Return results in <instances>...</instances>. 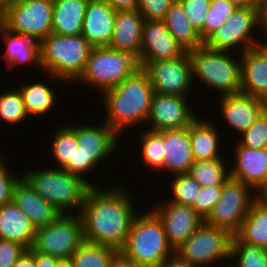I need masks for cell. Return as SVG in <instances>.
Returning <instances> with one entry per match:
<instances>
[{"label":"cell","instance_id":"1","mask_svg":"<svg viewBox=\"0 0 267 267\" xmlns=\"http://www.w3.org/2000/svg\"><path fill=\"white\" fill-rule=\"evenodd\" d=\"M132 204L126 189L92 186L79 213L85 241L120 250L137 215Z\"/></svg>","mask_w":267,"mask_h":267},{"label":"cell","instance_id":"2","mask_svg":"<svg viewBox=\"0 0 267 267\" xmlns=\"http://www.w3.org/2000/svg\"><path fill=\"white\" fill-rule=\"evenodd\" d=\"M154 93L149 75L140 67L119 85L101 94L107 115L104 122L119 135L126 128L145 123Z\"/></svg>","mask_w":267,"mask_h":267},{"label":"cell","instance_id":"3","mask_svg":"<svg viewBox=\"0 0 267 267\" xmlns=\"http://www.w3.org/2000/svg\"><path fill=\"white\" fill-rule=\"evenodd\" d=\"M92 48L82 34L63 36L51 33L40 42L41 69L60 83L76 82L86 68Z\"/></svg>","mask_w":267,"mask_h":267},{"label":"cell","instance_id":"4","mask_svg":"<svg viewBox=\"0 0 267 267\" xmlns=\"http://www.w3.org/2000/svg\"><path fill=\"white\" fill-rule=\"evenodd\" d=\"M146 212L137 213L119 252L141 267H160L175 251L158 216L152 210Z\"/></svg>","mask_w":267,"mask_h":267},{"label":"cell","instance_id":"5","mask_svg":"<svg viewBox=\"0 0 267 267\" xmlns=\"http://www.w3.org/2000/svg\"><path fill=\"white\" fill-rule=\"evenodd\" d=\"M51 168L27 170L22 177L60 213L69 214L71 209L80 213L92 186L85 179L61 168Z\"/></svg>","mask_w":267,"mask_h":267},{"label":"cell","instance_id":"6","mask_svg":"<svg viewBox=\"0 0 267 267\" xmlns=\"http://www.w3.org/2000/svg\"><path fill=\"white\" fill-rule=\"evenodd\" d=\"M195 78L220 92V96L241 92L240 59L230 51L213 50L205 45L188 50ZM230 55V56H229Z\"/></svg>","mask_w":267,"mask_h":267},{"label":"cell","instance_id":"7","mask_svg":"<svg viewBox=\"0 0 267 267\" xmlns=\"http://www.w3.org/2000/svg\"><path fill=\"white\" fill-rule=\"evenodd\" d=\"M139 68L138 59L128 52L108 46L93 47L86 68L77 81L103 93L119 85Z\"/></svg>","mask_w":267,"mask_h":267},{"label":"cell","instance_id":"8","mask_svg":"<svg viewBox=\"0 0 267 267\" xmlns=\"http://www.w3.org/2000/svg\"><path fill=\"white\" fill-rule=\"evenodd\" d=\"M251 190L243 182L229 177L222 186L220 199L204 222L236 236L257 199V194L252 195Z\"/></svg>","mask_w":267,"mask_h":267},{"label":"cell","instance_id":"9","mask_svg":"<svg viewBox=\"0 0 267 267\" xmlns=\"http://www.w3.org/2000/svg\"><path fill=\"white\" fill-rule=\"evenodd\" d=\"M232 239L228 231L203 222L175 252L195 267H208L230 259Z\"/></svg>","mask_w":267,"mask_h":267},{"label":"cell","instance_id":"10","mask_svg":"<svg viewBox=\"0 0 267 267\" xmlns=\"http://www.w3.org/2000/svg\"><path fill=\"white\" fill-rule=\"evenodd\" d=\"M84 241L80 214H61L55 221L36 229L33 248L59 259L71 258Z\"/></svg>","mask_w":267,"mask_h":267},{"label":"cell","instance_id":"11","mask_svg":"<svg viewBox=\"0 0 267 267\" xmlns=\"http://www.w3.org/2000/svg\"><path fill=\"white\" fill-rule=\"evenodd\" d=\"M255 28L260 29L258 7L236 8L227 21L204 42V45L221 51H230L239 45L243 53L260 43V40L257 38L254 40L252 37Z\"/></svg>","mask_w":267,"mask_h":267},{"label":"cell","instance_id":"12","mask_svg":"<svg viewBox=\"0 0 267 267\" xmlns=\"http://www.w3.org/2000/svg\"><path fill=\"white\" fill-rule=\"evenodd\" d=\"M52 25L53 0H32L5 11V28L39 42L52 33Z\"/></svg>","mask_w":267,"mask_h":267},{"label":"cell","instance_id":"13","mask_svg":"<svg viewBox=\"0 0 267 267\" xmlns=\"http://www.w3.org/2000/svg\"><path fill=\"white\" fill-rule=\"evenodd\" d=\"M155 93L187 96L192 82V64L188 53L180 58L149 62L143 68Z\"/></svg>","mask_w":267,"mask_h":267},{"label":"cell","instance_id":"14","mask_svg":"<svg viewBox=\"0 0 267 267\" xmlns=\"http://www.w3.org/2000/svg\"><path fill=\"white\" fill-rule=\"evenodd\" d=\"M197 118L188 103V96L163 95L154 93L150 112L146 122L147 128L162 132L187 128Z\"/></svg>","mask_w":267,"mask_h":267},{"label":"cell","instance_id":"15","mask_svg":"<svg viewBox=\"0 0 267 267\" xmlns=\"http://www.w3.org/2000/svg\"><path fill=\"white\" fill-rule=\"evenodd\" d=\"M188 50L168 31L163 20H144L139 66L185 56Z\"/></svg>","mask_w":267,"mask_h":267},{"label":"cell","instance_id":"16","mask_svg":"<svg viewBox=\"0 0 267 267\" xmlns=\"http://www.w3.org/2000/svg\"><path fill=\"white\" fill-rule=\"evenodd\" d=\"M154 206L151 210L162 222L168 243L174 251L204 222V219L191 206L180 205L169 200L163 205L158 203Z\"/></svg>","mask_w":267,"mask_h":267},{"label":"cell","instance_id":"17","mask_svg":"<svg viewBox=\"0 0 267 267\" xmlns=\"http://www.w3.org/2000/svg\"><path fill=\"white\" fill-rule=\"evenodd\" d=\"M219 104L222 118L239 134L267 109V101L243 92L220 96Z\"/></svg>","mask_w":267,"mask_h":267},{"label":"cell","instance_id":"18","mask_svg":"<svg viewBox=\"0 0 267 267\" xmlns=\"http://www.w3.org/2000/svg\"><path fill=\"white\" fill-rule=\"evenodd\" d=\"M235 146L236 163L230 170V177L254 188L257 194L267 181V147L252 149L238 142Z\"/></svg>","mask_w":267,"mask_h":267},{"label":"cell","instance_id":"19","mask_svg":"<svg viewBox=\"0 0 267 267\" xmlns=\"http://www.w3.org/2000/svg\"><path fill=\"white\" fill-rule=\"evenodd\" d=\"M117 11L105 0H89L82 25V36L93 47L108 46Z\"/></svg>","mask_w":267,"mask_h":267},{"label":"cell","instance_id":"20","mask_svg":"<svg viewBox=\"0 0 267 267\" xmlns=\"http://www.w3.org/2000/svg\"><path fill=\"white\" fill-rule=\"evenodd\" d=\"M144 18L138 10L117 11L108 47L140 59Z\"/></svg>","mask_w":267,"mask_h":267},{"label":"cell","instance_id":"21","mask_svg":"<svg viewBox=\"0 0 267 267\" xmlns=\"http://www.w3.org/2000/svg\"><path fill=\"white\" fill-rule=\"evenodd\" d=\"M78 145L84 153L97 165L107 159L118 148L120 136L105 122L103 126L77 125L75 126Z\"/></svg>","mask_w":267,"mask_h":267},{"label":"cell","instance_id":"22","mask_svg":"<svg viewBox=\"0 0 267 267\" xmlns=\"http://www.w3.org/2000/svg\"><path fill=\"white\" fill-rule=\"evenodd\" d=\"M13 202L36 229L50 224L62 214L41 197L23 177L14 188Z\"/></svg>","mask_w":267,"mask_h":267},{"label":"cell","instance_id":"23","mask_svg":"<svg viewBox=\"0 0 267 267\" xmlns=\"http://www.w3.org/2000/svg\"><path fill=\"white\" fill-rule=\"evenodd\" d=\"M163 171L173 175L188 173L194 160L189 127L164 131Z\"/></svg>","mask_w":267,"mask_h":267},{"label":"cell","instance_id":"24","mask_svg":"<svg viewBox=\"0 0 267 267\" xmlns=\"http://www.w3.org/2000/svg\"><path fill=\"white\" fill-rule=\"evenodd\" d=\"M240 60L241 92L267 101V57L258 48L242 53Z\"/></svg>","mask_w":267,"mask_h":267},{"label":"cell","instance_id":"25","mask_svg":"<svg viewBox=\"0 0 267 267\" xmlns=\"http://www.w3.org/2000/svg\"><path fill=\"white\" fill-rule=\"evenodd\" d=\"M36 228L13 202L0 206V239H6L30 249L34 245Z\"/></svg>","mask_w":267,"mask_h":267},{"label":"cell","instance_id":"26","mask_svg":"<svg viewBox=\"0 0 267 267\" xmlns=\"http://www.w3.org/2000/svg\"><path fill=\"white\" fill-rule=\"evenodd\" d=\"M1 39L6 44V51L3 58L6 61V67L13 69L15 66L33 63L39 68L40 63V42L25 35H20L4 28L1 32Z\"/></svg>","mask_w":267,"mask_h":267},{"label":"cell","instance_id":"27","mask_svg":"<svg viewBox=\"0 0 267 267\" xmlns=\"http://www.w3.org/2000/svg\"><path fill=\"white\" fill-rule=\"evenodd\" d=\"M89 0H53L52 33L63 36L82 34Z\"/></svg>","mask_w":267,"mask_h":267},{"label":"cell","instance_id":"28","mask_svg":"<svg viewBox=\"0 0 267 267\" xmlns=\"http://www.w3.org/2000/svg\"><path fill=\"white\" fill-rule=\"evenodd\" d=\"M212 122L198 116L189 126L191 148L194 160H215L221 158L219 131Z\"/></svg>","mask_w":267,"mask_h":267},{"label":"cell","instance_id":"29","mask_svg":"<svg viewBox=\"0 0 267 267\" xmlns=\"http://www.w3.org/2000/svg\"><path fill=\"white\" fill-rule=\"evenodd\" d=\"M163 22L169 33L187 50L204 45L200 34L188 21L184 8L178 0L170 6Z\"/></svg>","mask_w":267,"mask_h":267},{"label":"cell","instance_id":"30","mask_svg":"<svg viewBox=\"0 0 267 267\" xmlns=\"http://www.w3.org/2000/svg\"><path fill=\"white\" fill-rule=\"evenodd\" d=\"M242 242L267 250V205L258 198L236 235Z\"/></svg>","mask_w":267,"mask_h":267},{"label":"cell","instance_id":"31","mask_svg":"<svg viewBox=\"0 0 267 267\" xmlns=\"http://www.w3.org/2000/svg\"><path fill=\"white\" fill-rule=\"evenodd\" d=\"M52 150L57 168H61L66 172L74 175V154L75 146H78L77 136L74 126L59 127L53 134Z\"/></svg>","mask_w":267,"mask_h":267},{"label":"cell","instance_id":"32","mask_svg":"<svg viewBox=\"0 0 267 267\" xmlns=\"http://www.w3.org/2000/svg\"><path fill=\"white\" fill-rule=\"evenodd\" d=\"M31 83L23 85L19 89L28 114L40 116L48 113L56 104L57 96H55L54 90L42 82Z\"/></svg>","mask_w":267,"mask_h":267},{"label":"cell","instance_id":"33","mask_svg":"<svg viewBox=\"0 0 267 267\" xmlns=\"http://www.w3.org/2000/svg\"><path fill=\"white\" fill-rule=\"evenodd\" d=\"M118 253L116 248L84 241L71 259L74 267H110Z\"/></svg>","mask_w":267,"mask_h":267},{"label":"cell","instance_id":"34","mask_svg":"<svg viewBox=\"0 0 267 267\" xmlns=\"http://www.w3.org/2000/svg\"><path fill=\"white\" fill-rule=\"evenodd\" d=\"M188 173L201 187L223 185L230 177L223 158L194 161Z\"/></svg>","mask_w":267,"mask_h":267},{"label":"cell","instance_id":"35","mask_svg":"<svg viewBox=\"0 0 267 267\" xmlns=\"http://www.w3.org/2000/svg\"><path fill=\"white\" fill-rule=\"evenodd\" d=\"M230 260L236 267H267V250L246 244L237 236H233Z\"/></svg>","mask_w":267,"mask_h":267},{"label":"cell","instance_id":"36","mask_svg":"<svg viewBox=\"0 0 267 267\" xmlns=\"http://www.w3.org/2000/svg\"><path fill=\"white\" fill-rule=\"evenodd\" d=\"M142 143V159L144 164L156 170L163 169L164 162V131L145 130L140 134Z\"/></svg>","mask_w":267,"mask_h":267},{"label":"cell","instance_id":"37","mask_svg":"<svg viewBox=\"0 0 267 267\" xmlns=\"http://www.w3.org/2000/svg\"><path fill=\"white\" fill-rule=\"evenodd\" d=\"M171 185L169 187L172 190V197L169 201L180 205L191 206L194 204L196 197L199 195L201 185L189 174H177L173 175Z\"/></svg>","mask_w":267,"mask_h":267},{"label":"cell","instance_id":"38","mask_svg":"<svg viewBox=\"0 0 267 267\" xmlns=\"http://www.w3.org/2000/svg\"><path fill=\"white\" fill-rule=\"evenodd\" d=\"M28 114L19 90L5 91L0 94V119L8 124L26 121Z\"/></svg>","mask_w":267,"mask_h":267},{"label":"cell","instance_id":"39","mask_svg":"<svg viewBox=\"0 0 267 267\" xmlns=\"http://www.w3.org/2000/svg\"><path fill=\"white\" fill-rule=\"evenodd\" d=\"M236 7L228 0H211L204 21V42L233 14Z\"/></svg>","mask_w":267,"mask_h":267},{"label":"cell","instance_id":"40","mask_svg":"<svg viewBox=\"0 0 267 267\" xmlns=\"http://www.w3.org/2000/svg\"><path fill=\"white\" fill-rule=\"evenodd\" d=\"M238 139L240 145L252 149L267 147V110Z\"/></svg>","mask_w":267,"mask_h":267},{"label":"cell","instance_id":"41","mask_svg":"<svg viewBox=\"0 0 267 267\" xmlns=\"http://www.w3.org/2000/svg\"><path fill=\"white\" fill-rule=\"evenodd\" d=\"M187 15L188 21L200 34L204 42V21L206 19L207 11L210 7L211 0H178Z\"/></svg>","mask_w":267,"mask_h":267},{"label":"cell","instance_id":"42","mask_svg":"<svg viewBox=\"0 0 267 267\" xmlns=\"http://www.w3.org/2000/svg\"><path fill=\"white\" fill-rule=\"evenodd\" d=\"M223 185L202 187L192 208L205 220L221 196Z\"/></svg>","mask_w":267,"mask_h":267},{"label":"cell","instance_id":"43","mask_svg":"<svg viewBox=\"0 0 267 267\" xmlns=\"http://www.w3.org/2000/svg\"><path fill=\"white\" fill-rule=\"evenodd\" d=\"M176 0H139L138 11L144 20H163Z\"/></svg>","mask_w":267,"mask_h":267},{"label":"cell","instance_id":"44","mask_svg":"<svg viewBox=\"0 0 267 267\" xmlns=\"http://www.w3.org/2000/svg\"><path fill=\"white\" fill-rule=\"evenodd\" d=\"M4 162L0 164V206L13 201L14 188L22 178V175H12Z\"/></svg>","mask_w":267,"mask_h":267},{"label":"cell","instance_id":"45","mask_svg":"<svg viewBox=\"0 0 267 267\" xmlns=\"http://www.w3.org/2000/svg\"><path fill=\"white\" fill-rule=\"evenodd\" d=\"M25 250L19 243L0 239V267H14Z\"/></svg>","mask_w":267,"mask_h":267},{"label":"cell","instance_id":"46","mask_svg":"<svg viewBox=\"0 0 267 267\" xmlns=\"http://www.w3.org/2000/svg\"><path fill=\"white\" fill-rule=\"evenodd\" d=\"M97 167V165L88 157L84 151L81 149V146H75V154H74V175L79 176L85 179L91 186L92 182H89L86 177H84L85 173L87 174L90 170ZM82 174V175H81Z\"/></svg>","mask_w":267,"mask_h":267},{"label":"cell","instance_id":"47","mask_svg":"<svg viewBox=\"0 0 267 267\" xmlns=\"http://www.w3.org/2000/svg\"><path fill=\"white\" fill-rule=\"evenodd\" d=\"M35 259V267H56L58 257L47 255L36 251L33 247L29 249Z\"/></svg>","mask_w":267,"mask_h":267},{"label":"cell","instance_id":"48","mask_svg":"<svg viewBox=\"0 0 267 267\" xmlns=\"http://www.w3.org/2000/svg\"><path fill=\"white\" fill-rule=\"evenodd\" d=\"M116 11L138 10L139 0H105Z\"/></svg>","mask_w":267,"mask_h":267},{"label":"cell","instance_id":"49","mask_svg":"<svg viewBox=\"0 0 267 267\" xmlns=\"http://www.w3.org/2000/svg\"><path fill=\"white\" fill-rule=\"evenodd\" d=\"M160 267H195L185 259L181 258L176 252L169 256Z\"/></svg>","mask_w":267,"mask_h":267},{"label":"cell","instance_id":"50","mask_svg":"<svg viewBox=\"0 0 267 267\" xmlns=\"http://www.w3.org/2000/svg\"><path fill=\"white\" fill-rule=\"evenodd\" d=\"M14 267H35V259L33 253L26 249L19 257Z\"/></svg>","mask_w":267,"mask_h":267},{"label":"cell","instance_id":"51","mask_svg":"<svg viewBox=\"0 0 267 267\" xmlns=\"http://www.w3.org/2000/svg\"><path fill=\"white\" fill-rule=\"evenodd\" d=\"M110 267H141L132 260L125 258L120 252L112 260Z\"/></svg>","mask_w":267,"mask_h":267},{"label":"cell","instance_id":"52","mask_svg":"<svg viewBox=\"0 0 267 267\" xmlns=\"http://www.w3.org/2000/svg\"><path fill=\"white\" fill-rule=\"evenodd\" d=\"M261 32L267 38V0L258 8Z\"/></svg>","mask_w":267,"mask_h":267},{"label":"cell","instance_id":"53","mask_svg":"<svg viewBox=\"0 0 267 267\" xmlns=\"http://www.w3.org/2000/svg\"><path fill=\"white\" fill-rule=\"evenodd\" d=\"M231 4H233L236 8H247V7H255L252 4V0H228Z\"/></svg>","mask_w":267,"mask_h":267},{"label":"cell","instance_id":"54","mask_svg":"<svg viewBox=\"0 0 267 267\" xmlns=\"http://www.w3.org/2000/svg\"><path fill=\"white\" fill-rule=\"evenodd\" d=\"M257 198L267 205V181L265 185L258 191Z\"/></svg>","mask_w":267,"mask_h":267},{"label":"cell","instance_id":"55","mask_svg":"<svg viewBox=\"0 0 267 267\" xmlns=\"http://www.w3.org/2000/svg\"><path fill=\"white\" fill-rule=\"evenodd\" d=\"M56 267H74L71 258H60L57 260Z\"/></svg>","mask_w":267,"mask_h":267},{"label":"cell","instance_id":"56","mask_svg":"<svg viewBox=\"0 0 267 267\" xmlns=\"http://www.w3.org/2000/svg\"><path fill=\"white\" fill-rule=\"evenodd\" d=\"M5 28V11L0 8V32Z\"/></svg>","mask_w":267,"mask_h":267},{"label":"cell","instance_id":"57","mask_svg":"<svg viewBox=\"0 0 267 267\" xmlns=\"http://www.w3.org/2000/svg\"><path fill=\"white\" fill-rule=\"evenodd\" d=\"M10 6V0H0V8L6 11Z\"/></svg>","mask_w":267,"mask_h":267},{"label":"cell","instance_id":"58","mask_svg":"<svg viewBox=\"0 0 267 267\" xmlns=\"http://www.w3.org/2000/svg\"><path fill=\"white\" fill-rule=\"evenodd\" d=\"M261 41L257 47L265 54V56L267 57V43ZM265 43V44H264Z\"/></svg>","mask_w":267,"mask_h":267},{"label":"cell","instance_id":"59","mask_svg":"<svg viewBox=\"0 0 267 267\" xmlns=\"http://www.w3.org/2000/svg\"><path fill=\"white\" fill-rule=\"evenodd\" d=\"M30 1H32V0H10V6L23 4L26 2H30Z\"/></svg>","mask_w":267,"mask_h":267},{"label":"cell","instance_id":"60","mask_svg":"<svg viewBox=\"0 0 267 267\" xmlns=\"http://www.w3.org/2000/svg\"><path fill=\"white\" fill-rule=\"evenodd\" d=\"M266 0H252V4L255 6V7H260Z\"/></svg>","mask_w":267,"mask_h":267},{"label":"cell","instance_id":"61","mask_svg":"<svg viewBox=\"0 0 267 267\" xmlns=\"http://www.w3.org/2000/svg\"><path fill=\"white\" fill-rule=\"evenodd\" d=\"M223 267H236L234 264H228L227 266L224 265Z\"/></svg>","mask_w":267,"mask_h":267},{"label":"cell","instance_id":"62","mask_svg":"<svg viewBox=\"0 0 267 267\" xmlns=\"http://www.w3.org/2000/svg\"><path fill=\"white\" fill-rule=\"evenodd\" d=\"M1 155L2 154H0V164L3 162V160H5V159H3V157H1Z\"/></svg>","mask_w":267,"mask_h":267}]
</instances>
